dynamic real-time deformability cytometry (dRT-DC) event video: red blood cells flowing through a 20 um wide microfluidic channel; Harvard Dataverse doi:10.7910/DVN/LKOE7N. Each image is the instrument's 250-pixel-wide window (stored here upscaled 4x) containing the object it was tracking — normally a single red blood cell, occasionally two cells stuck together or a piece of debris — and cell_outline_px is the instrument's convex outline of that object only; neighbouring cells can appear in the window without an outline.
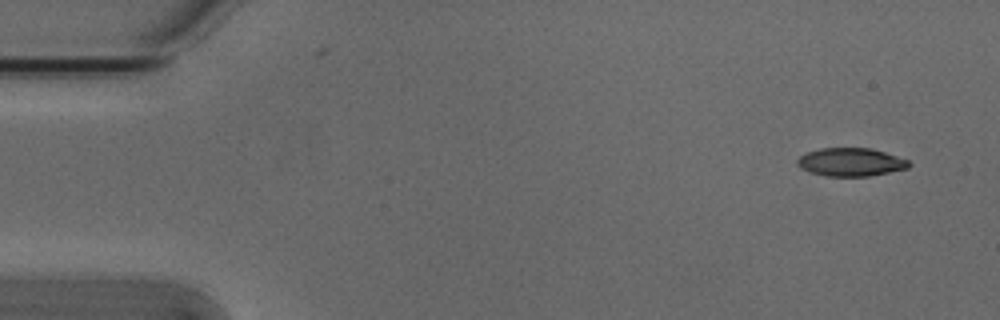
{"species": "Egyptian fruit bat (a non-hibernating species)", "species_latin": "Rousettus aegyptiacus", "temperature_condition": "cold", "stored_images_in_passage": 6, "camera_frame_rate_fps": 3000, "um_per_image_px": 0.085, "animal": {"sex": "male"}, "frame": {"image": 1, "passage_image": 1, "time_ms": 0.0, "image_size_px": [1000, 320], "cell_outline_px": [[912, 164], [908, 168], [868, 176], [824, 176], [800, 168], [796, 164], [796, 160], [800, 156], [808, 152], [820, 148], [868, 148], [884, 152], [908, 160]], "centroid_in_image_um": [72.29, 13.78], "position_along_channel_um": 12.7, "area_um2": 18.21}}
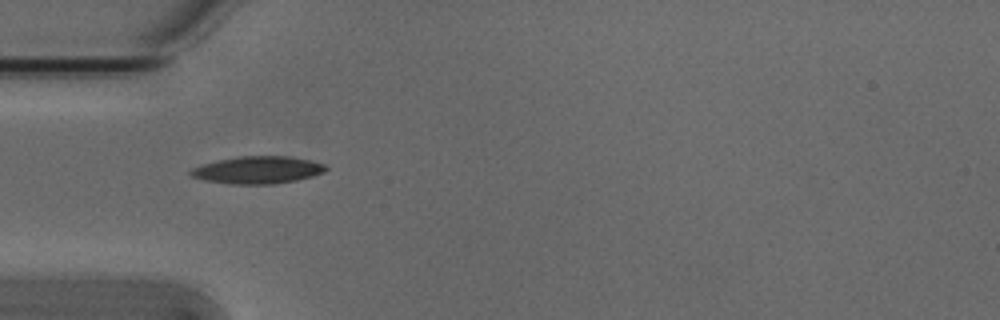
{"frame": {"image": 2, "passage_image": 4, "time_ms": 1.0, "image_size_px": [1000, 320], "cell_outline_px": [[328, 168], [324, 172], [312, 176], [296, 180], [276, 184], [232, 184], [204, 180], [192, 176], [188, 172], [192, 168], [204, 164], [220, 160], [240, 156], [288, 156], [308, 160], [324, 164]], "centroid_in_image_um": [21.92, 14.45], "position_along_channel_um": 63.1, "area_um2": 21.33}}
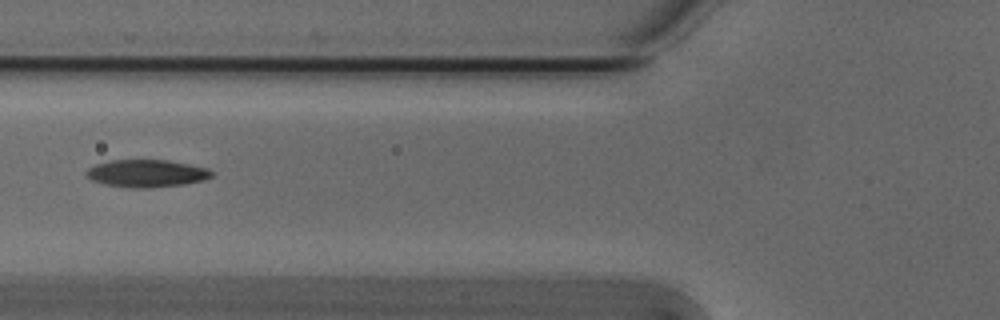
{"frame": {"image": 3, "passage_image": 5, "time_ms": 1.333, "image_size_px": [1000, 320], "cell_outline_px": [[212, 176], [204, 180], [184, 184], [148, 188], [128, 188], [104, 184], [92, 180], [84, 172], [88, 168], [96, 164], [108, 160], [168, 160], [208, 168], [212, 172]], "centroid_in_image_um": [12.44, 14.74], "position_along_channel_um": 113.4, "area_um2": 20.11}}